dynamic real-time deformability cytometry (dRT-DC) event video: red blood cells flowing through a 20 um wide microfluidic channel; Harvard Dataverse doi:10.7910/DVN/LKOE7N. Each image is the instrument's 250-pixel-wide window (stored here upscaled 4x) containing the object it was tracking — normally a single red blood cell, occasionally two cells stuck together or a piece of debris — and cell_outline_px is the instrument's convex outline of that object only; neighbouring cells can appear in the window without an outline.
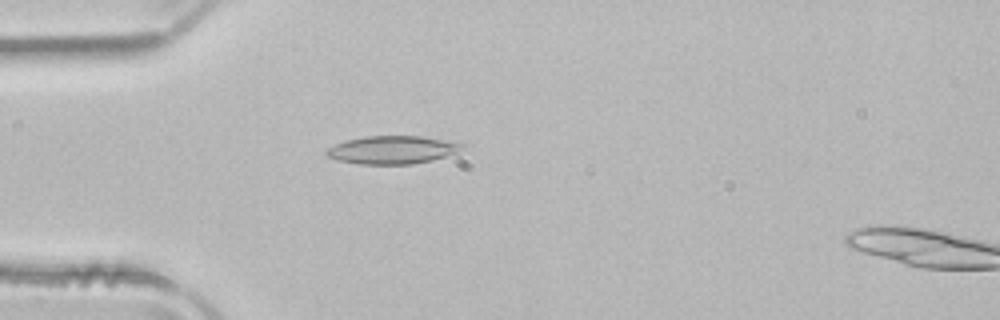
{"species": "common noctule bat (a hibernating species)", "species_latin": "Nyctalus noctula", "temperature_condition": "room temperature", "stored_images_in_passage": 7, "camera_frame_rate_fps": 3000, "um_per_image_px": 0.085, "animal": {"sex": "male", "body_mass_g": 21.5, "forearm_length_mm": 52.0}, "frame": {"image": 1, "passage_image": 5, "time_ms": 1.333, "image_size_px": [1000, 320], "cell_outline_px": [[464, 144], [456, 152], [432, 160], [412, 164], [360, 164], [336, 160], [328, 156], [324, 152], [328, 148], [336, 144], [348, 140], [364, 136], [424, 136]], "centroid_in_image_um": [33.3, 12.74], "position_along_channel_um": 51.7, "area_um2": 21.85}}